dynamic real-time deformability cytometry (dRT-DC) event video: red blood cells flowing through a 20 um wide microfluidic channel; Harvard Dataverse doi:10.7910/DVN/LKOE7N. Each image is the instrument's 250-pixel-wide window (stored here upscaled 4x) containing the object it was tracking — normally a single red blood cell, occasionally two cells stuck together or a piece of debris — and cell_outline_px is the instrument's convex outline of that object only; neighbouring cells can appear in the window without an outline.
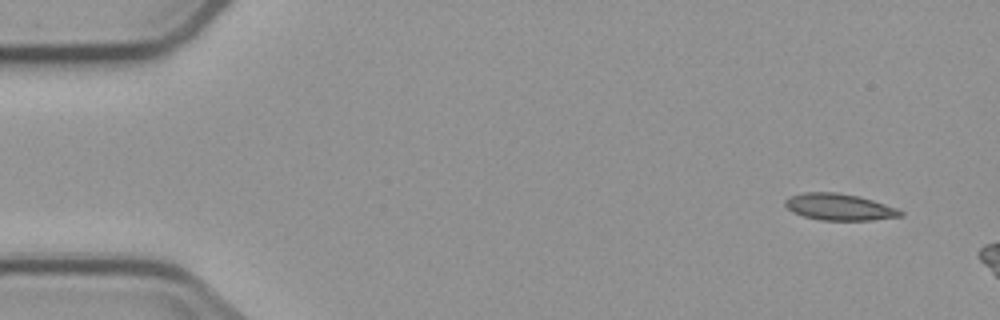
{"species": "common noctule bat (a hibernating species)", "species_latin": "Nyctalus noctula", "temperature_condition": "cold", "stored_images_in_passage": 4, "camera_frame_rate_fps": 3000, "um_per_image_px": 0.085, "animal": {"sex": "male", "body_mass_g": 23.1, "forearm_length_mm": 52.7}, "frame": {"image": 1, "passage_image": 1, "time_ms": 0.0, "image_size_px": [1000, 320], "cell_outline_px": [[904, 216], [872, 220], [820, 220], [804, 216], [792, 212], [784, 204], [784, 200], [788, 196], [804, 192], [836, 192], [856, 196], [872, 200], [896, 208], [904, 212]], "centroid_in_image_um": [71.31, 17.59], "position_along_channel_um": 13.7, "area_um2": 17.86}}